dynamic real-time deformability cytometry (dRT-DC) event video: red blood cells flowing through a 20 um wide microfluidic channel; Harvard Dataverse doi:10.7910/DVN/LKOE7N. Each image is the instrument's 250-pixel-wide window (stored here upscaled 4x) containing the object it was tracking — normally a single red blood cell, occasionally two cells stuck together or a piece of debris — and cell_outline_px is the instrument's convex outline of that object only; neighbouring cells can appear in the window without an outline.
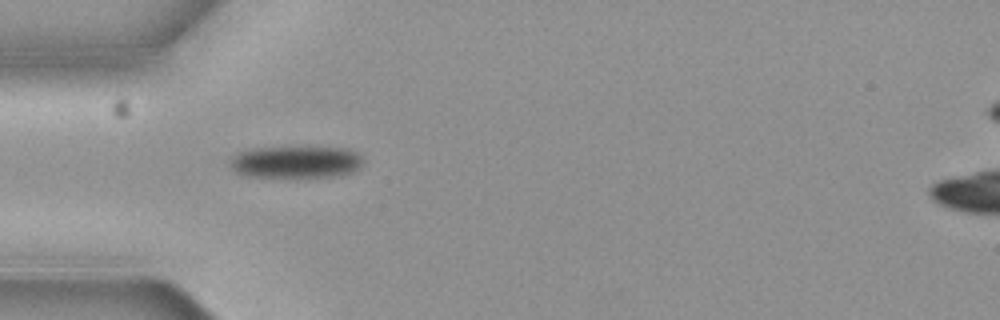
{"species": "common noctule bat (a hibernating species)", "species_latin": "Nyctalus noctula", "temperature_condition": "cold", "stored_images_in_passage": 2, "camera_frame_rate_fps": 3000, "um_per_image_px": 0.085, "animal": {"sex": "female", "body_mass_g": 19.3, "forearm_length_mm": 54.1}, "frame": {"image": 1, "passage_image": 1, "time_ms": 0.0, "image_size_px": [1000, 320], "cell_outline_px": [[364, 160], [360, 168], [352, 172], [332, 176], [252, 176], [236, 172], [232, 168], [228, 160], [232, 156], [240, 152], [252, 148], [348, 148], [356, 152]], "centroid_in_image_um": [25.16, 13.76], "position_along_channel_um": 59.8, "area_um2": 24.39}}
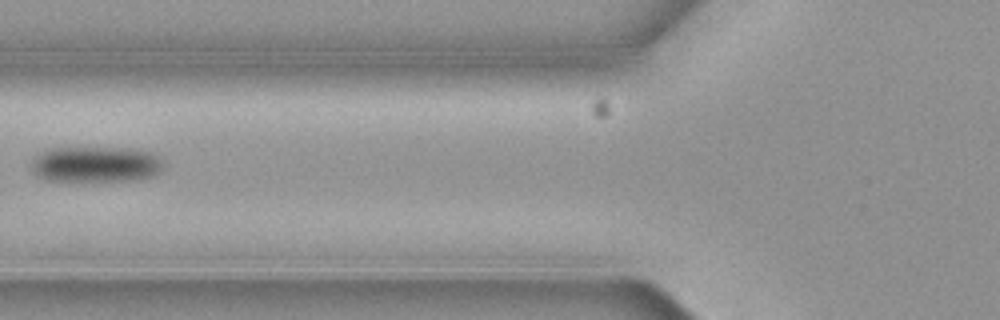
{"frame": {"image": 2, "passage_image": 2, "time_ms": 0.333, "image_size_px": [1000, 320], "cell_outline_px": [[164, 168], [156, 176], [140, 180], [44, 180], [36, 176], [32, 168], [32, 160], [36, 156], [52, 148], [132, 148], [152, 152], [160, 156], [164, 160]], "centroid_in_image_um": [8.25, 13.96], "position_along_channel_um": 117.6, "area_um2": 27.8}}